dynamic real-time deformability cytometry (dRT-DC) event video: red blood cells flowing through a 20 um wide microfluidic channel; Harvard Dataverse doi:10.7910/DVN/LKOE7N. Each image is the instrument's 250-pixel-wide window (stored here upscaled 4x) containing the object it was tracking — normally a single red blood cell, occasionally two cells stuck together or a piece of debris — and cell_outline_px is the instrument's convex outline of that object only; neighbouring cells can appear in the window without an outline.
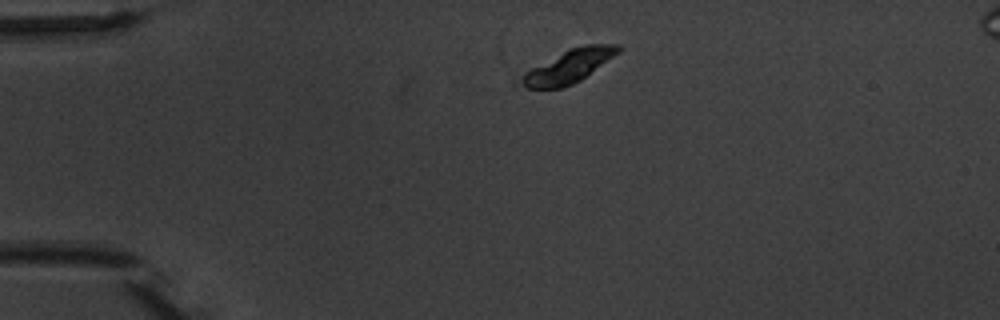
{"species": "common noctule bat (a hibernating species)", "species_latin": "Nyctalus noctula", "temperature_condition": "warm", "stored_images_in_passage": 7, "camera_frame_rate_fps": 3000, "um_per_image_px": 0.085, "animal": {"sex": "male", "body_mass_g": 20.1, "forearm_length_mm": 53.5}, "frame": {"image": 1, "passage_image": 1, "time_ms": 0.0, "image_size_px": [1000, 320], "cell_outline_px": [[624, 48], [620, 52], [580, 80], [572, 84], [560, 88], [528, 88], [512, 84], [512, 80], [524, 72], [572, 48], [584, 44], [620, 44]], "centroid_in_image_um": [48.27, 5.66], "position_along_channel_um": 36.7, "area_um2": 18.84}}
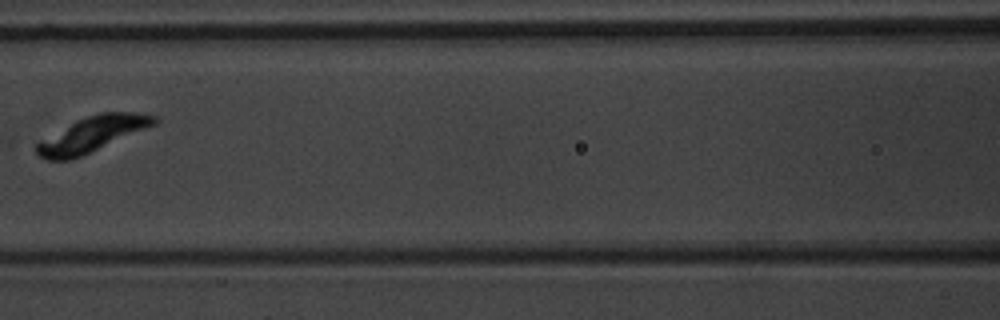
{"frame": {"image": 2, "passage_image": 5, "time_ms": 4.667, "image_size_px": [1000, 320], "cell_outline_px": [[160, 120], [156, 124], [80, 156], [68, 160], [48, 160], [40, 156], [36, 152], [36, 144], [40, 140], [76, 120], [100, 112], [136, 112], [156, 116]], "centroid_in_image_um": [7.84, 11.39], "position_along_channel_um": 158.8, "area_um2": 23.76}}
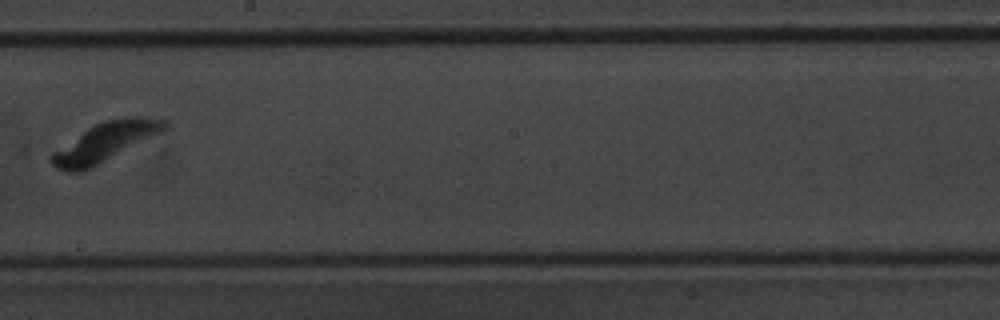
{"frame": {"image": 3, "passage_image": 7, "time_ms": 7.0, "image_size_px": [1000, 320], "cell_outline_px": [[168, 128], [92, 168], [80, 172], [64, 172], [56, 168], [52, 164], [52, 152], [88, 128], [104, 120], [124, 116], [148, 116], [168, 120]], "centroid_in_image_um": [8.97, 12.06], "position_along_channel_um": 239.2, "area_um2": 25.55}}